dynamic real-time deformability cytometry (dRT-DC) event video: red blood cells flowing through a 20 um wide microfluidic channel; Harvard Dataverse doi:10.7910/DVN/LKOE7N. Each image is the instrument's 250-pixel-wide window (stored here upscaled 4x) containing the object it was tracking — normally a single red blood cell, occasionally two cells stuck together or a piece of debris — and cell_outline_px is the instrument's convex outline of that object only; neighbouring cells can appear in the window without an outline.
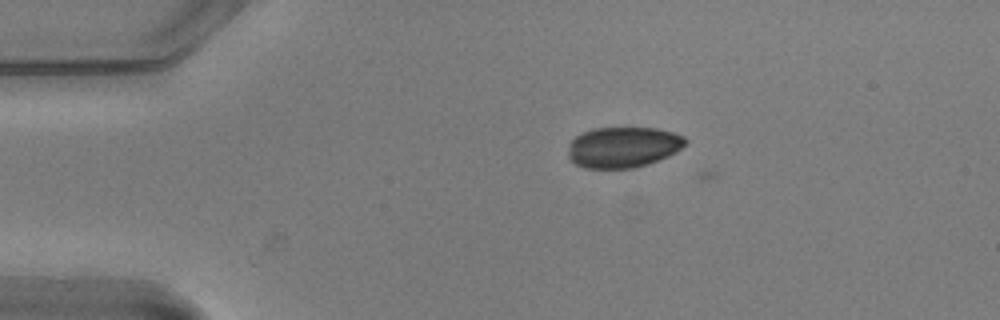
{"species": "common noctule bat (a hibernating species)", "species_latin": "Nyctalus noctula", "temperature_condition": "warm", "stored_images_in_passage": 5, "camera_frame_rate_fps": 3000, "um_per_image_px": 0.085, "animal": {"sex": "male", "body_mass_g": 20.5, "forearm_length_mm": 52.5}, "frame": {"image": 1, "passage_image": 4, "time_ms": 1.0, "image_size_px": [1000, 320], "cell_outline_px": [[688, 144], [676, 152], [668, 156], [648, 164], [632, 168], [584, 168], [576, 164], [568, 156], [568, 144], [576, 136], [592, 128], [656, 128], [672, 132], [684, 136], [688, 140]], "centroid_in_image_um": [52.99, 12.51], "position_along_channel_um": 32.0, "area_um2": 27.98}}